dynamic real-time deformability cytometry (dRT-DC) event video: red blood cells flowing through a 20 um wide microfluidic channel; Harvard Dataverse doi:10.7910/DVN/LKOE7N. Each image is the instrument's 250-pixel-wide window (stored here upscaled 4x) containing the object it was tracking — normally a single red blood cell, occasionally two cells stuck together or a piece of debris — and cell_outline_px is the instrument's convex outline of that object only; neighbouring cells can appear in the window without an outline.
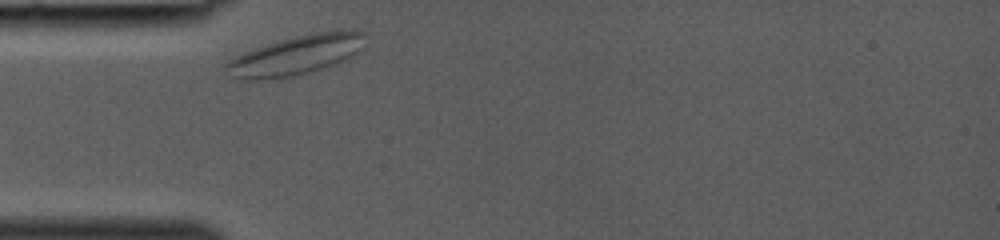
{"species": "common noctule bat (a hibernating species)", "species_latin": "Nyctalus noctula", "temperature_condition": "room temperature", "stored_images_in_passage": 2, "camera_frame_rate_fps": 3000, "um_per_image_px": 0.085, "animal": {"sex": "female", "body_mass_g": 19.0, "forearm_length_mm": 53.3}, "frame": {"image": 1, "passage_image": 1, "time_ms": 0.0, "image_size_px": [1000, 240], "cell_outline_px": [[364, 48], [360, 52], [348, 60], [312, 72], [292, 76], [256, 80], [244, 80], [232, 76], [220, 68], [232, 56], [280, 40], [312, 32], [340, 28], [352, 28], [364, 32]], "centroid_in_image_um": [25.22, 4.67], "position_along_channel_um": 59.8, "area_um2": 32.95}}